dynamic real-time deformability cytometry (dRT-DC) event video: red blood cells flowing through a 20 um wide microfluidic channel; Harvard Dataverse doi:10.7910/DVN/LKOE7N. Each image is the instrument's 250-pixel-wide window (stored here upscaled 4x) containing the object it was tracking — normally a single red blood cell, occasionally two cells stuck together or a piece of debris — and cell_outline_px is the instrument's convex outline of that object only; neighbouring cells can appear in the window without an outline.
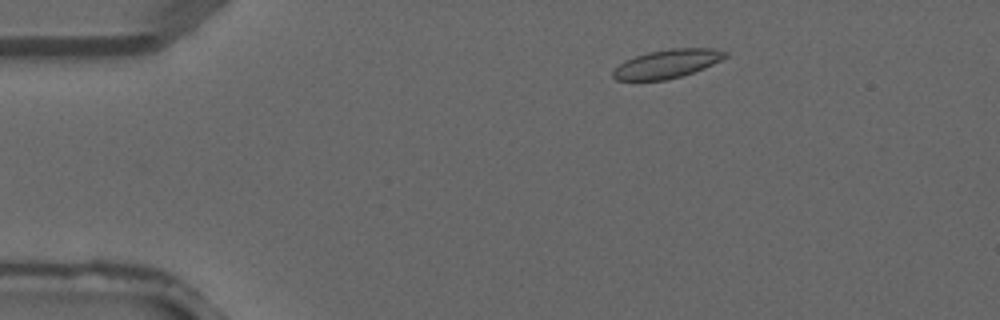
{"species": "common noctule bat (a hibernating species)", "species_latin": "Nyctalus noctula", "temperature_condition": "warm", "stored_images_in_passage": 3, "camera_frame_rate_fps": 3000, "um_per_image_px": 0.085, "animal": {"sex": "male", "forearm_length_mm": 52.5}, "frame": {"image": 1, "passage_image": 2, "time_ms": 0.333, "image_size_px": [1000, 320], "cell_outline_px": [[728, 56], [704, 68], [680, 76], [664, 80], [616, 80], [612, 76], [612, 72], [620, 64], [636, 56], [648, 52], [672, 48], [716, 48], [728, 52]], "centroid_in_image_um": [56.74, 5.41], "position_along_channel_um": 28.3, "area_um2": 18.44}}